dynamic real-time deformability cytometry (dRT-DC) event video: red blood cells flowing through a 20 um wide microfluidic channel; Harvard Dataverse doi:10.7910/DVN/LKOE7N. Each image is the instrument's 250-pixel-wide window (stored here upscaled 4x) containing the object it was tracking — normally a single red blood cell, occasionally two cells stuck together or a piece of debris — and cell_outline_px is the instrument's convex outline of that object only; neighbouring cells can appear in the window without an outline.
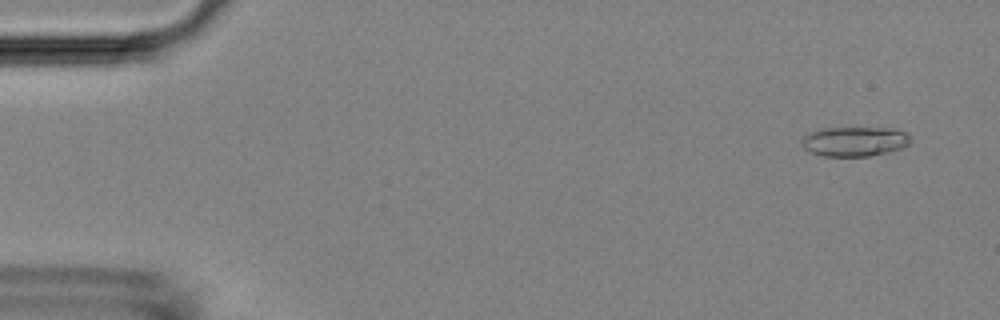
{"species": "Egyptian fruit bat (a non-hibernating species)", "species_latin": "Rousettus aegyptiacus", "temperature_condition": "room temperature", "stored_images_in_passage": 6, "camera_frame_rate_fps": 3000, "um_per_image_px": 0.085, "animal": {"sex": "female"}, "frame": {"image": 1, "passage_image": 1, "time_ms": 0.0, "image_size_px": [1000, 320], "cell_outline_px": [[912, 140], [904, 148], [888, 152], [868, 156], [824, 156], [808, 152], [800, 144], [800, 140], [808, 132], [816, 128], [892, 128], [908, 132], [912, 136]], "centroid_in_image_um": [72.63, 12.01], "position_along_channel_um": 12.4, "area_um2": 19.31}}
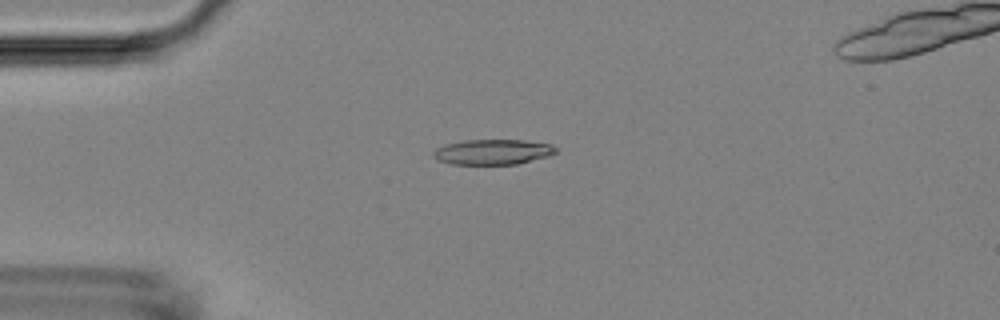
{"frame": {"image": 2, "passage_image": 4, "time_ms": 1.0, "image_size_px": [1000, 320], "cell_outline_px": [[556, 152], [548, 156], [516, 164], [452, 164], [440, 160], [432, 156], [432, 152], [436, 148], [444, 144], [464, 140], [524, 140], [552, 144], [556, 148]], "centroid_in_image_um": [41.87, 12.9], "position_along_channel_um": 43.1, "area_um2": 17.98}}